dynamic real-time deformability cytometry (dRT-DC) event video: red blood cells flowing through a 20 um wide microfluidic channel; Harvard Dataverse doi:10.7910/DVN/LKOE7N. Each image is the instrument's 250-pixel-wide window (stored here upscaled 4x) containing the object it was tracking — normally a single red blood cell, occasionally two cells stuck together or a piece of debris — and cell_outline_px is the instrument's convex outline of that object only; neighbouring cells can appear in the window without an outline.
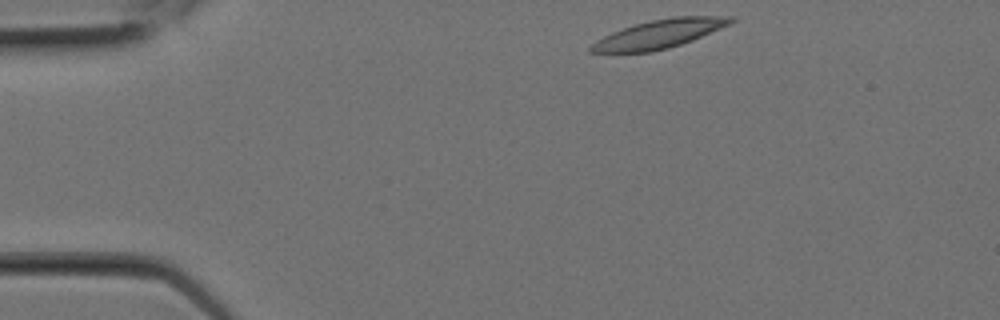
{"species": "Egyptian fruit bat (a non-hibernating species)", "species_latin": "Rousettus aegyptiacus", "temperature_condition": "room temperature", "stored_images_in_passage": 5, "camera_frame_rate_fps": 3000, "um_per_image_px": 0.085, "animal": {"sex": "female"}, "frame": {"image": 1, "passage_image": 1, "time_ms": 0.0, "image_size_px": [1000, 320], "cell_outline_px": [[736, 20], [728, 24], [692, 40], [668, 48], [652, 52], [588, 52], [588, 48], [596, 40], [612, 32], [636, 24], [652, 20], [672, 16], [736, 16]], "centroid_in_image_um": [56.02, 2.88], "position_along_channel_um": 29.0, "area_um2": 22.95}}
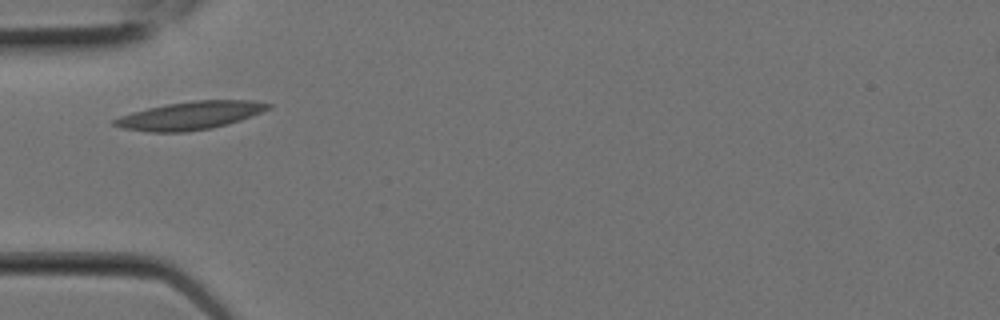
{"frame": {"image": 2, "passage_image": 4, "time_ms": 1.0, "image_size_px": [1000, 320], "cell_outline_px": [[272, 108], [240, 120], [228, 124], [212, 128], [188, 132], [148, 132], [124, 128], [112, 124], [112, 120], [120, 116], [132, 112], [164, 104], [192, 100], [252, 100], [272, 104]], "centroid_in_image_um": [16.18, 9.82], "position_along_channel_um": 68.8, "area_um2": 25.26}}